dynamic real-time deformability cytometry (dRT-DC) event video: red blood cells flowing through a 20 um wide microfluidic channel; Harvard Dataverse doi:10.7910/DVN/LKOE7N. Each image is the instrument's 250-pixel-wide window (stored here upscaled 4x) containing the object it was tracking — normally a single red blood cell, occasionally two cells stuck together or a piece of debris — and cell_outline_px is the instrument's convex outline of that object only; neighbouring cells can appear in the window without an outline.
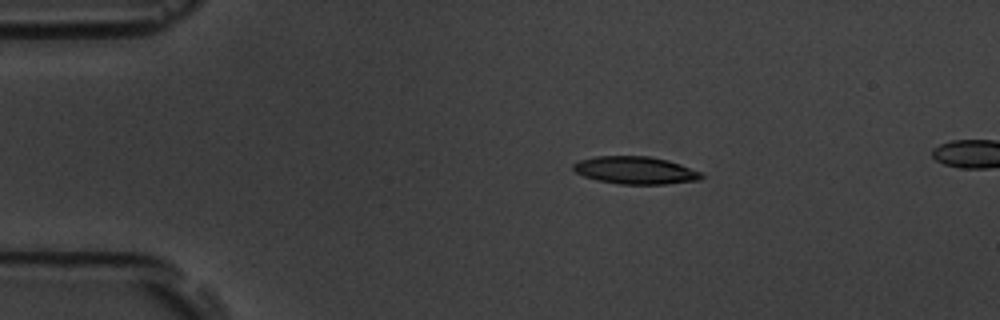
{"species": "common noctule bat (a hibernating species)", "species_latin": "Nyctalus noctula", "temperature_condition": "room temperature", "stored_images_in_passage": 10, "camera_frame_rate_fps": 3000, "um_per_image_px": 0.085, "animal": {"sex": "male", "body_mass_g": 19.5, "forearm_length_mm": 54.6}, "frame": {"image": 1, "passage_image": 4, "time_ms": 1.0, "image_size_px": [1000, 320], "cell_outline_px": [[704, 176], [700, 180], [664, 184], [620, 184], [596, 180], [584, 176], [576, 172], [572, 168], [572, 164], [576, 160], [596, 156], [648, 156], [668, 160], [680, 164], [700, 172]], "centroid_in_image_um": [53.96, 14.47], "position_along_channel_um": 31.0, "area_um2": 20.63}}